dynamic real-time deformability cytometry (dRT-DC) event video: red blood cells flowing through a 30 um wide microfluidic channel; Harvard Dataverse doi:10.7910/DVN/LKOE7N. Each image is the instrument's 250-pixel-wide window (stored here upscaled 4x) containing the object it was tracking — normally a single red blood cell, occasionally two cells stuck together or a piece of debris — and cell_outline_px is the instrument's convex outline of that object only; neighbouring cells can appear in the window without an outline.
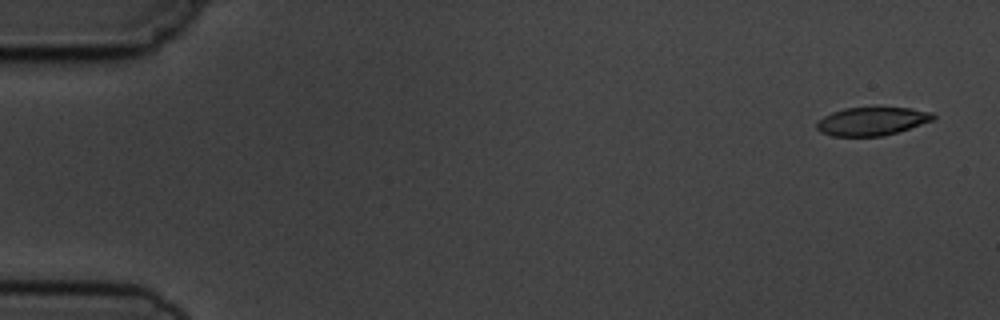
{"species": "common noctule bat (a hibernating species)", "species_latin": "Nyctalus noctula", "temperature_condition": "cold", "stored_images_in_passage": 5, "camera_frame_rate_fps": 3000, "um_per_image_px": 0.085, "animal": {"sex": "male", "body_mass_g": 19.5, "forearm_length_mm": 54.6}, "frame": {"image": 1, "passage_image": 1, "time_ms": 0.0, "image_size_px": [1000, 320], "cell_outline_px": [[936, 120], [884, 136], [832, 136], [820, 132], [816, 128], [816, 124], [824, 116], [832, 112], [844, 108], [912, 108], [932, 112], [936, 116]], "centroid_in_image_um": [74.15, 10.31], "position_along_channel_um": 10.9, "area_um2": 19.25}}
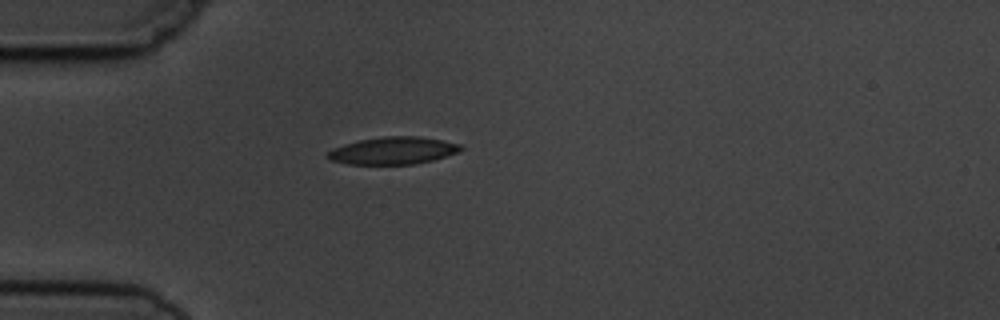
{"frame": {"image": 2, "passage_image": 5, "time_ms": 4.333, "image_size_px": [1000, 320], "cell_outline_px": [[464, 148], [460, 152], [432, 160], [412, 164], [348, 164], [332, 160], [324, 156], [332, 148], [344, 144], [360, 140], [384, 136], [416, 136], [440, 140], [460, 144]], "centroid_in_image_um": [33.4, 12.8], "position_along_channel_um": 51.6, "area_um2": 21.1}}